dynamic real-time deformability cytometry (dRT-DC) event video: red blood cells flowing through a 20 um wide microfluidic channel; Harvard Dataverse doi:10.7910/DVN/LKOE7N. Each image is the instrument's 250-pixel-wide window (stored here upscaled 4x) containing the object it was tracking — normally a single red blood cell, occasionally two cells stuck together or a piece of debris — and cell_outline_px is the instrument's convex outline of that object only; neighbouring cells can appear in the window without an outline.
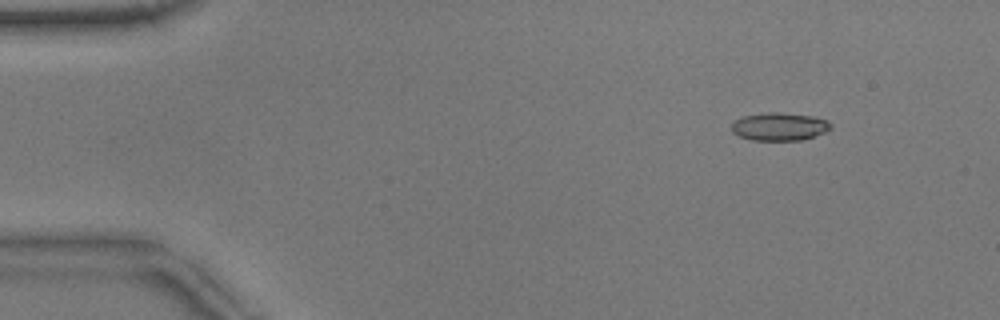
{"species": "common noctule bat (a hibernating species)", "species_latin": "Nyctalus noctula", "temperature_condition": "warm", "stored_images_in_passage": 53, "camera_frame_rate_fps": 3000, "um_per_image_px": 0.085, "animal": {"sex": "male", "body_mass_g": 17.9}, "frame": {"image": 1, "passage_image": 6, "time_ms": 1.667, "image_size_px": [1000, 320], "cell_outline_px": [[832, 128], [824, 132], [804, 140], [752, 140], [740, 136], [732, 132], [732, 124], [736, 120], [744, 116], [768, 112], [776, 112], [812, 116], [828, 120], [832, 124]], "centroid_in_image_um": [66.28, 10.76], "position_along_channel_um": 18.7, "area_um2": 16.07}}
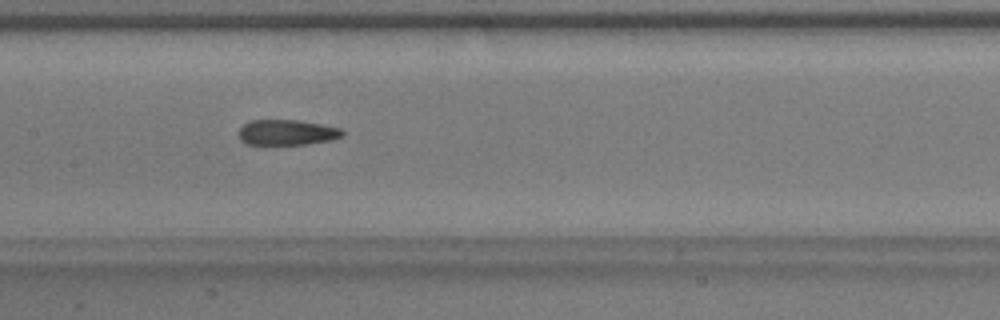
{"frame": {"image": 2, "passage_image": 26, "time_ms": 8.333, "image_size_px": [1000, 320], "cell_outline_px": [[344, 136], [332, 140], [308, 144], [260, 148], [244, 144], [240, 140], [236, 132], [248, 120], [300, 120], [340, 128], [344, 132]], "centroid_in_image_um": [24.28, 11.32], "position_along_channel_um": 183.1, "area_um2": 16.53}}
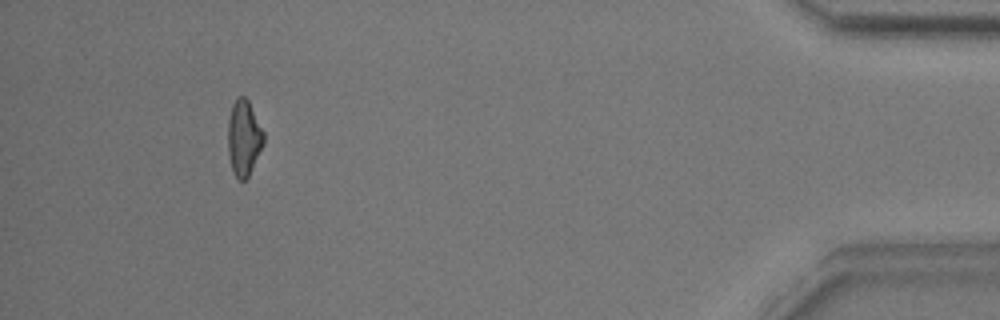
{"frame": {"image": 3, "passage_image": 49, "time_ms": 16.0, "image_size_px": [1000, 320], "cell_outline_px": [[264, 144], [248, 176], [244, 180], [240, 180], [232, 172], [228, 152], [228, 120], [232, 104], [240, 96], [244, 96], [248, 100], [264, 132]], "centroid_in_image_um": [20.72, 11.72], "position_along_channel_um": 414.5, "area_um2": 15.66}, "authors_computed_cell_mechanics": {"area_um2": 16.184, "velocity_mm_per_s": 3.8517, "shape_relaxation_time_tau1_ms": null, "shape_relaxation_time_tau2_ms": 2.1275, "deformation_change_tau1": null, "deformation_change_tau2": 0.0909}}